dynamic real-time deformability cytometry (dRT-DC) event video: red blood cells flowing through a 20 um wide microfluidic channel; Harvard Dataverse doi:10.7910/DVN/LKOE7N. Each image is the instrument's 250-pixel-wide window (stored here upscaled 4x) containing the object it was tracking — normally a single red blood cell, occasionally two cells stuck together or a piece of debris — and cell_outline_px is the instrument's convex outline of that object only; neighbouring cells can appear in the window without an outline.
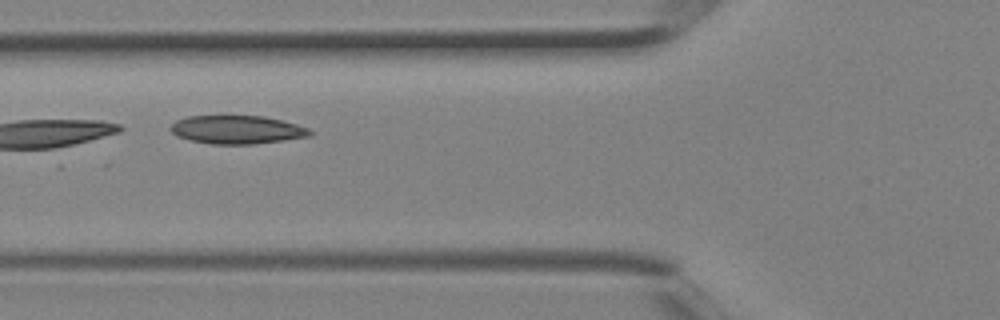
{"species": "Egyptian fruit bat (a non-hibernating species)", "species_latin": "Rousettus aegyptiacus", "temperature_condition": "room temperature", "stored_images_in_passage": 2, "camera_frame_rate_fps": 3000, "um_per_image_px": 0.085, "animal": {"sex": "female"}, "frame": {"image": 1, "passage_image": 2, "time_ms": 0.333, "image_size_px": [1000, 320], "cell_outline_px": [[312, 132], [308, 136], [284, 140], [252, 144], [212, 144], [192, 140], [176, 136], [168, 128], [176, 120], [188, 116], [264, 116], [296, 124], [308, 128]], "centroid_in_image_um": [20.11, 11.02], "position_along_channel_um": 105.7, "area_um2": 22.83}}